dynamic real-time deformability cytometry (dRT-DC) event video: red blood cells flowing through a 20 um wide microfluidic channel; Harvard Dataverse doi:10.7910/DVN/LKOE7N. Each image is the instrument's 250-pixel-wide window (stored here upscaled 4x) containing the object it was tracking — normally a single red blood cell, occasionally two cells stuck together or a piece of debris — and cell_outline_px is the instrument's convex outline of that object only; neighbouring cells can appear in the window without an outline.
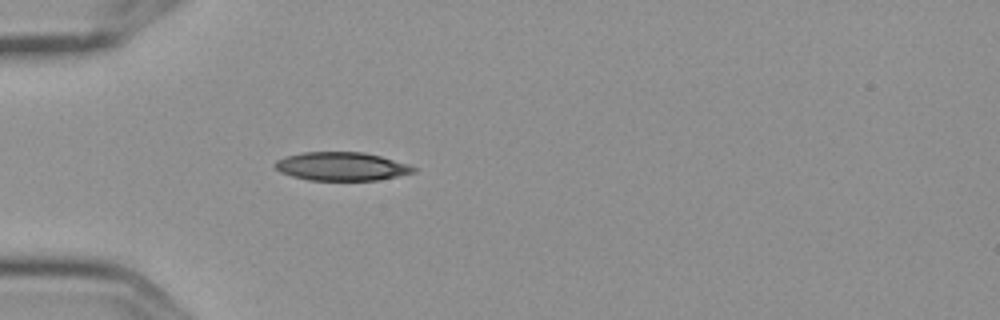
{"species": "Egyptian fruit bat (a non-hibernating species)", "species_latin": "Rousettus aegyptiacus", "temperature_condition": "cold", "stored_images_in_passage": 1, "camera_frame_rate_fps": 3000, "um_per_image_px": 0.085, "frame": {"image": 1, "passage_image": 1, "time_ms": 0.0, "image_size_px": [1000, 320], "cell_outline_px": [[416, 172], [376, 180], [308, 180], [292, 176], [280, 172], [272, 164], [276, 160], [284, 156], [304, 152], [364, 152], [380, 156], [416, 168]], "centroid_in_image_um": [28.95, 14.14], "position_along_channel_um": 56.1, "area_um2": 22.77}}